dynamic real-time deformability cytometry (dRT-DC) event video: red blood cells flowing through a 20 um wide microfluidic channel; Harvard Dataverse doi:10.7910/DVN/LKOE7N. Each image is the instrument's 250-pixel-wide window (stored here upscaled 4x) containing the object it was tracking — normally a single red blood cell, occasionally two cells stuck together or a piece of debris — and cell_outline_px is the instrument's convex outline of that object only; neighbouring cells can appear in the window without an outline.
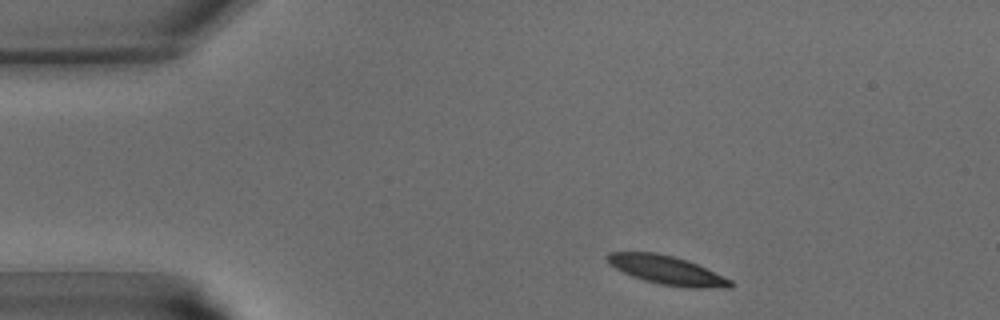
{"species": "common noctule bat (a hibernating species)", "species_latin": "Nyctalus noctula", "temperature_condition": "warm", "stored_images_in_passage": 36, "camera_frame_rate_fps": 3000, "um_per_image_px": 0.085, "animal": {"sex": "male", "body_mass_g": 15.6}, "frame": {"image": 1, "passage_image": 1, "time_ms": 0.0, "image_size_px": [1000, 320], "cell_outline_px": [[732, 288], [688, 288], [660, 284], [644, 280], [632, 276], [608, 264], [604, 256], [608, 252], [656, 252], [688, 260], [732, 280]], "centroid_in_image_um": [56.67, 22.96], "position_along_channel_um": 28.3, "area_um2": 20.69}}
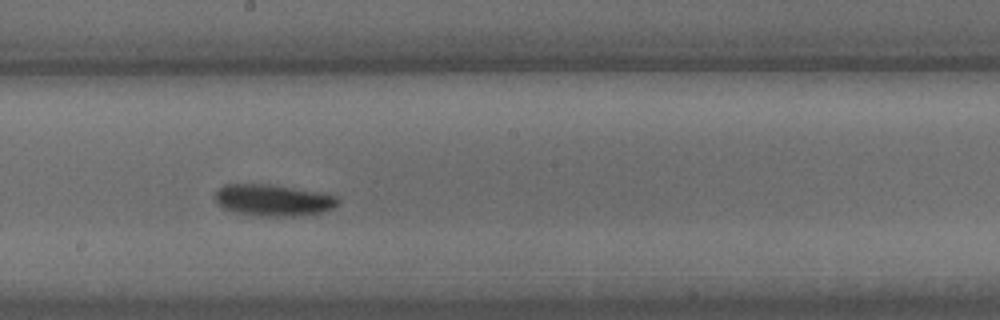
{"frame": {"image": 2, "passage_image": 17, "time_ms": 5.333, "image_size_px": [1000, 320], "cell_outline_px": [[340, 200], [332, 208], [324, 212], [292, 216], [256, 216], [236, 212], [224, 208], [216, 200], [216, 188], [224, 184], [272, 184], [316, 192], [336, 196]], "centroid_in_image_um": [23.19, 17.01], "position_along_channel_um": 225.0, "area_um2": 22.43}}
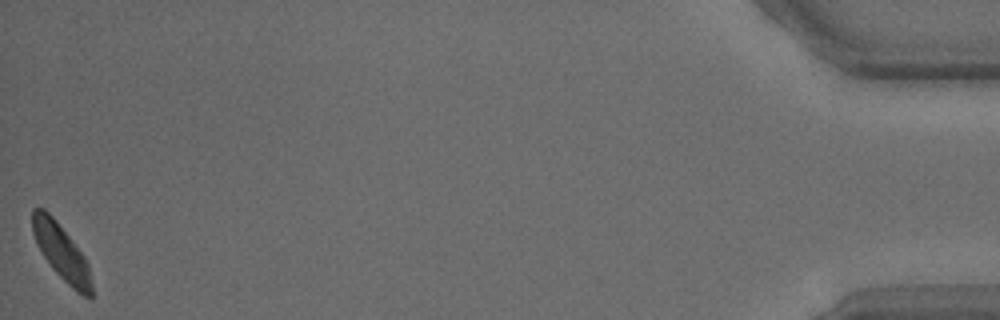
{"frame": {"image": 3, "passage_image": 36, "time_ms": 11.667, "image_size_px": [1000, 320], "cell_outline_px": [[92, 300], [76, 292], [52, 268], [44, 256], [32, 232], [32, 208], [44, 208], [56, 220], [84, 256], [88, 264], [92, 284]], "centroid_in_image_um": [5.23, 21.45], "position_along_channel_um": 430.0, "area_um2": 18.9}}